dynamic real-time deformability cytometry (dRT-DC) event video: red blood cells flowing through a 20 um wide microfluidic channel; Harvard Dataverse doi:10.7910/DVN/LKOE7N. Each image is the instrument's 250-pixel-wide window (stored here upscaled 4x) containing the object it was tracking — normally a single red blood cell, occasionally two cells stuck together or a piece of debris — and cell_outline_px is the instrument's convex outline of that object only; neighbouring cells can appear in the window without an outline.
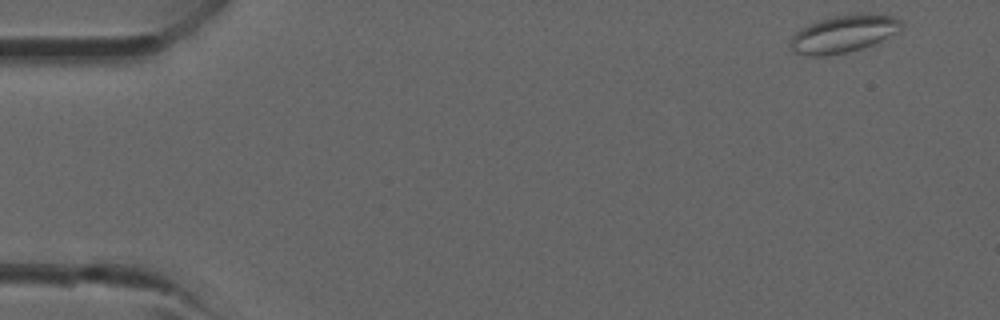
{"species": "common noctule bat (a hibernating species)", "species_latin": "Nyctalus noctula", "temperature_condition": "room temperature", "stored_images_in_passage": 33, "camera_frame_rate_fps": 3000, "um_per_image_px": 0.085, "animal": {"sex": "male", "forearm_length_mm": 52.5}, "frame": {"image": 1, "passage_image": 1, "time_ms": 0.0, "image_size_px": [1000, 320], "cell_outline_px": [[904, 28], [900, 32], [872, 44], [848, 52], [824, 56], [812, 56], [792, 52], [788, 44], [792, 36], [796, 32], [808, 24], [820, 20], [836, 16], [868, 12], [896, 16], [904, 24]], "centroid_in_image_um": [71.75, 2.86], "position_along_channel_um": 13.3, "area_um2": 24.51}}
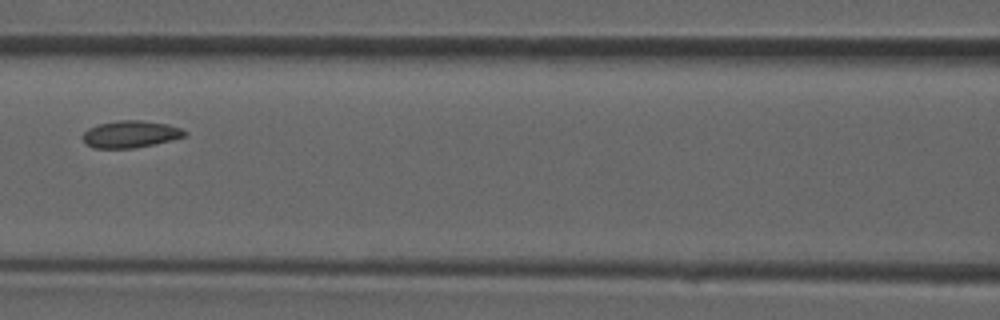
{"frame": {"image": 2, "passage_image": 16, "time_ms": 5.0, "image_size_px": [1000, 320], "cell_outline_px": [[188, 132], [184, 136], [172, 140], [156, 144], [132, 148], [92, 148], [84, 144], [84, 132], [88, 128], [100, 124], [116, 120], [140, 120], [168, 124], [180, 128]], "centroid_in_image_um": [11.09, 11.41], "position_along_channel_um": 155.5, "area_um2": 16.07}}
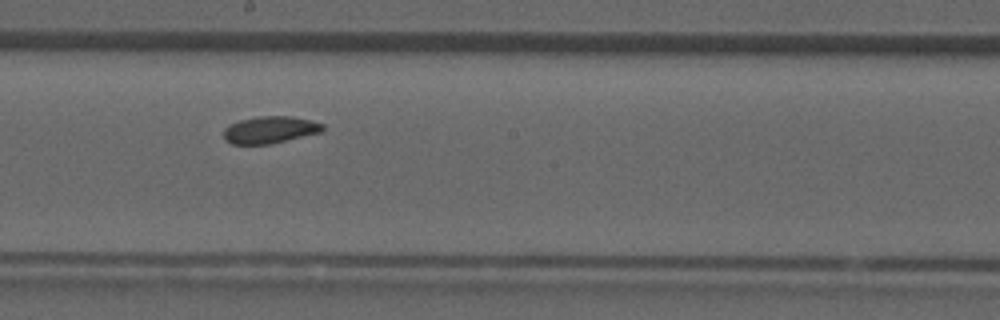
{"frame": {"image": 3, "passage_image": 20, "time_ms": 6.333, "image_size_px": [1000, 320], "cell_outline_px": [[324, 128], [320, 132], [268, 144], [232, 144], [224, 140], [224, 128], [240, 120], [260, 116], [292, 116], [324, 124]], "centroid_in_image_um": [22.92, 11.03], "position_along_channel_um": 225.3, "area_um2": 15.32}}